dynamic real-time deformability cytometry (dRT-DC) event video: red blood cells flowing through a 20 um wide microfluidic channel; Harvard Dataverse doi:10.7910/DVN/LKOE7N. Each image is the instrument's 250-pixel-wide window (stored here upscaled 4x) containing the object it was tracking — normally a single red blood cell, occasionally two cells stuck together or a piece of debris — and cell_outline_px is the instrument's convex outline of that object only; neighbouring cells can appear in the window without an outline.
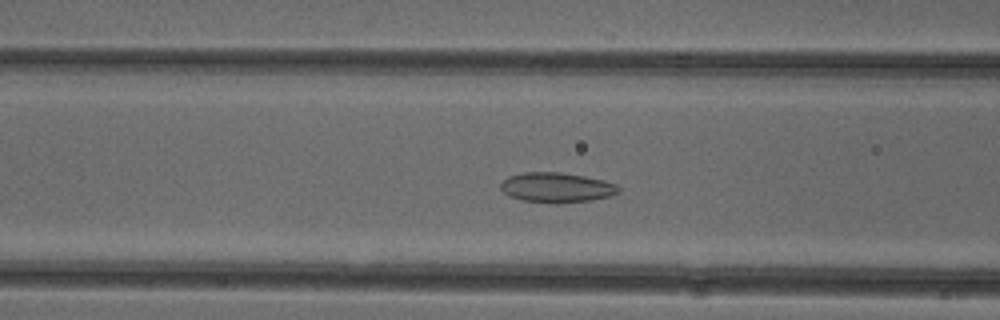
{"species": "common noctule bat (a hibernating species)", "species_latin": "Nyctalus noctula", "temperature_condition": "cold", "stored_images_in_passage": 50, "camera_frame_rate_fps": 3000, "um_per_image_px": 0.085, "animal": {"sex": "female"}, "frame": {"image": 1, "passage_image": 18, "time_ms": 5.667, "image_size_px": [1000, 320], "cell_outline_px": [[620, 192], [612, 196], [588, 200], [520, 200], [508, 196], [500, 188], [500, 184], [508, 176], [524, 172], [560, 172], [584, 176], [604, 180], [616, 184], [620, 188]], "centroid_in_image_um": [47.31, 15.88], "position_along_channel_um": 119.3, "area_um2": 19.77}}
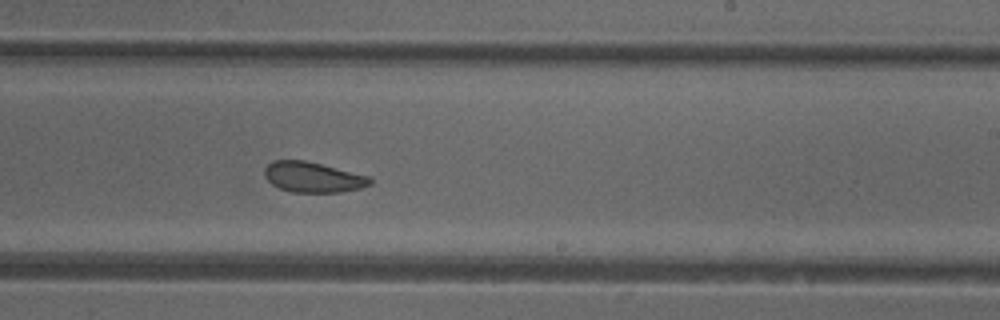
{"frame": {"image": 2, "passage_image": 29, "time_ms": 9.333, "image_size_px": [1000, 320], "cell_outline_px": [[372, 184], [360, 188], [340, 192], [292, 192], [280, 188], [272, 184], [264, 176], [264, 168], [272, 160], [304, 160], [368, 176], [372, 180]], "centroid_in_image_um": [26.56, 15.06], "position_along_channel_um": 262.4, "area_um2": 18.5}}
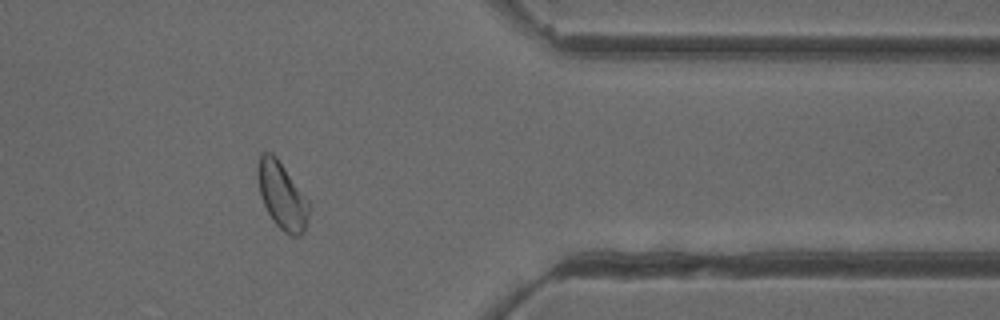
{"frame": {"image": 3, "passage_image": 40, "time_ms": 13.0, "image_size_px": [1000, 320], "cell_outline_px": [[312, 204], [304, 232], [300, 236], [292, 236], [284, 232], [272, 220], [264, 204], [260, 192], [256, 176], [256, 164], [260, 152], [272, 152], [276, 156]], "centroid_in_image_um": [23.97, 16.6], "position_along_channel_um": 387.4, "area_um2": 20.4}, "authors_computed_cell_mechanics": {"area_um2": 20.4612, "velocity_mm_per_s": 3.9045, "shape_relaxation_time_tau1_ms": null, "shape_relaxation_time_tau2_ms": 3.2491, "deformation_change_tau1": null, "deformation_change_tau2": 0.0779}}